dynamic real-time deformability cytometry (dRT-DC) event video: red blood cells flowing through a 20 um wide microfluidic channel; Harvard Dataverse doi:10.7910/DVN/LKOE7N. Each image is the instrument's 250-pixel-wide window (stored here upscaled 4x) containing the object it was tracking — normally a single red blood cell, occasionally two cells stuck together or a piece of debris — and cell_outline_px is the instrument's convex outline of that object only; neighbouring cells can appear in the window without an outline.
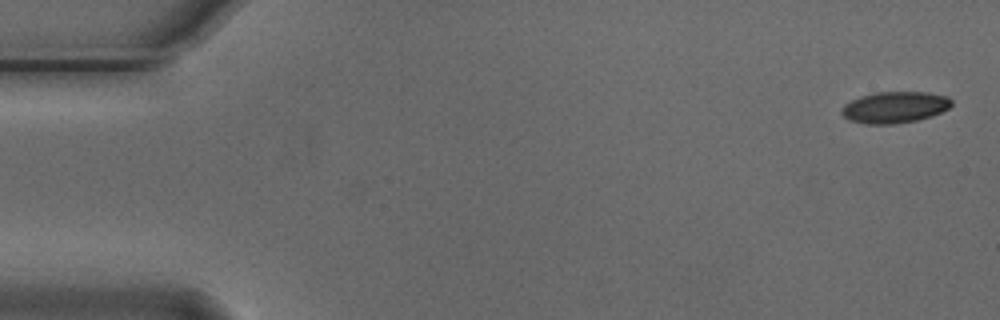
{"species": "Egyptian fruit bat (a non-hibernating species)", "species_latin": "Rousettus aegyptiacus", "temperature_condition": "cold", "stored_images_in_passage": 5, "camera_frame_rate_fps": 3000, "um_per_image_px": 0.085, "animal": {"sex": "male"}, "frame": {"image": 1, "passage_image": 1, "time_ms": 0.0, "image_size_px": [1000, 320], "cell_outline_px": [[952, 104], [948, 108], [932, 116], [916, 120], [892, 124], [864, 124], [848, 120], [840, 112], [844, 104], [860, 96], [872, 92], [928, 92], [948, 96], [952, 100]], "centroid_in_image_um": [76.03, 9.11], "position_along_channel_um": 9.0, "area_um2": 20.23}}
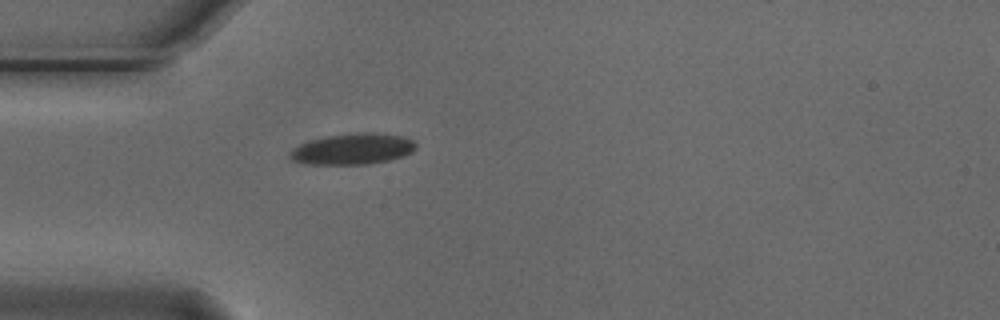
{"frame": {"image": 2, "passage_image": 5, "time_ms": 1.333, "image_size_px": [1000, 320], "cell_outline_px": [[416, 148], [412, 152], [404, 156], [388, 160], [364, 164], [308, 164], [292, 160], [292, 152], [300, 144], [324, 136], [356, 132], [372, 132], [404, 136], [412, 140], [416, 144]], "centroid_in_image_um": [30.05, 12.65], "position_along_channel_um": 55.0, "area_um2": 22.54}}